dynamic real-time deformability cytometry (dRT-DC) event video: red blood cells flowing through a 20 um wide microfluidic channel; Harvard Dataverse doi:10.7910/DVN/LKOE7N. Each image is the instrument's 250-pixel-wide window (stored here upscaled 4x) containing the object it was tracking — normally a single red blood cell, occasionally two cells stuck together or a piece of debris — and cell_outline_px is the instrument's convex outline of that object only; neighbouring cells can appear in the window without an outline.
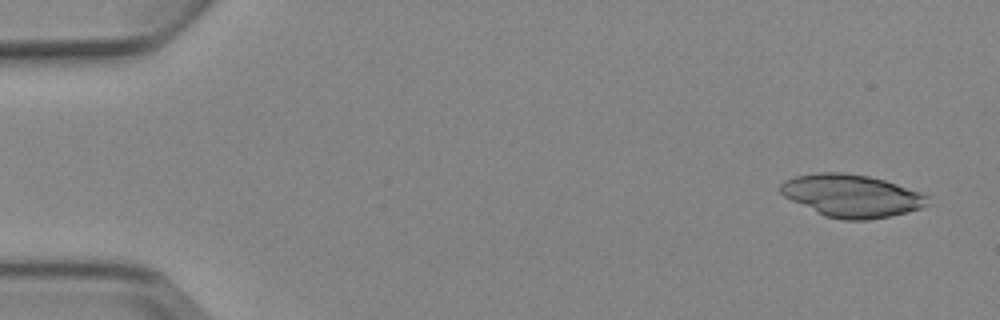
{"species": "Egyptian fruit bat (a non-hibernating species)", "species_latin": "Rousettus aegyptiacus", "temperature_condition": "cold", "stored_images_in_passage": 5, "camera_frame_rate_fps": 3000, "um_per_image_px": 0.085, "animal": {"sex": "female"}, "frame": {"image": 1, "passage_image": 1, "time_ms": 0.0, "image_size_px": [1000, 320], "cell_outline_px": [[928, 204], [920, 208], [908, 212], [892, 216], [868, 220], [844, 220], [824, 216], [784, 196], [780, 192], [780, 184], [784, 180], [796, 176], [820, 172], [840, 172], [868, 176], [884, 180], [920, 192], [928, 196]], "centroid_in_image_um": [72.38, 16.64], "position_along_channel_um": 12.6, "area_um2": 36.36}}